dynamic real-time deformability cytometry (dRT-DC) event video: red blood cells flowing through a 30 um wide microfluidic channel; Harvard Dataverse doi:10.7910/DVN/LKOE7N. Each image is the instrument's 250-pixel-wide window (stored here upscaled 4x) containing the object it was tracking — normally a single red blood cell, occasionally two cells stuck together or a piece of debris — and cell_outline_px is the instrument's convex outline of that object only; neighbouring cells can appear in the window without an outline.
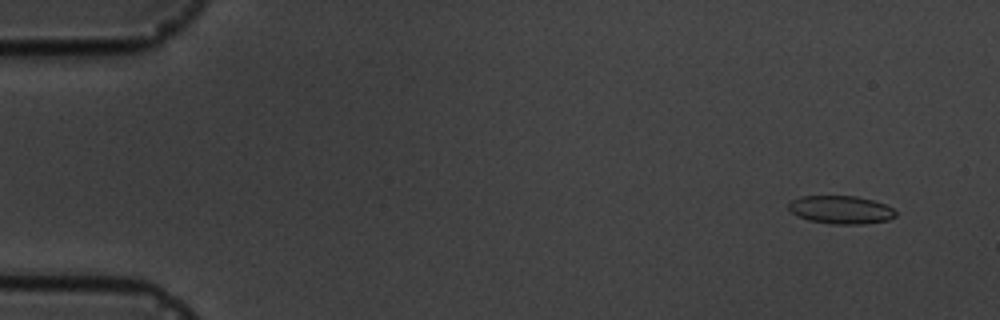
{"species": "common noctule bat (a hibernating species)", "species_latin": "Nyctalus noctula", "temperature_condition": "cold", "stored_images_in_passage": 4, "camera_frame_rate_fps": 3000, "um_per_image_px": 0.085, "animal": {"sex": "male", "body_mass_g": 19.5, "forearm_length_mm": 54.6}, "frame": {"image": 1, "passage_image": 1, "time_ms": 0.0, "image_size_px": [1000, 320], "cell_outline_px": [[896, 216], [888, 220], [860, 224], [832, 224], [808, 220], [792, 212], [788, 208], [788, 204], [792, 200], [800, 196], [856, 196], [872, 200], [884, 204], [892, 208], [896, 212]], "centroid_in_image_um": [71.47, 17.82], "position_along_channel_um": 13.5, "area_um2": 17.4}}
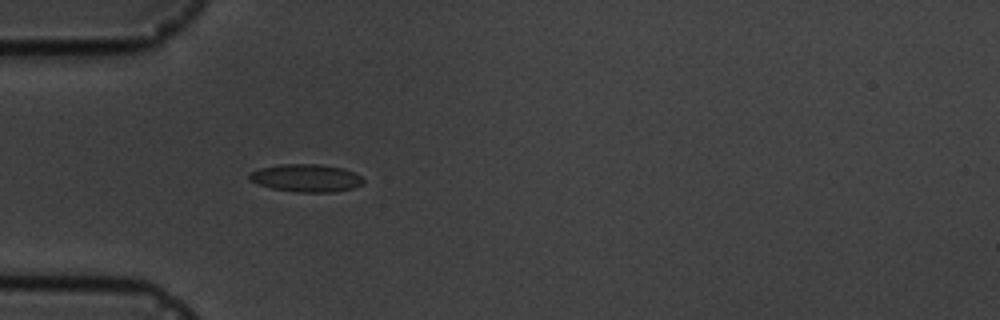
{"frame": {"image": 2, "passage_image": 4, "time_ms": 4.333, "image_size_px": [1000, 320], "cell_outline_px": [[364, 184], [352, 188], [336, 192], [296, 192], [272, 188], [248, 180], [248, 176], [252, 172], [260, 168], [280, 164], [320, 164], [344, 168], [360, 176], [364, 180]], "centroid_in_image_um": [26.04, 15.13], "position_along_channel_um": 59.0, "area_um2": 18.38}}